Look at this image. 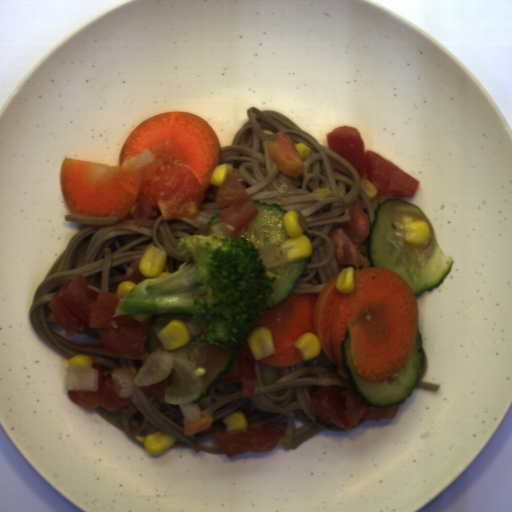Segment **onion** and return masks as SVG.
I'll return each mask as SVG.
<instances>
[{
  "mask_svg": "<svg viewBox=\"0 0 512 512\" xmlns=\"http://www.w3.org/2000/svg\"><path fill=\"white\" fill-rule=\"evenodd\" d=\"M196 368L184 351L168 352L160 348L143 359L137 373L133 368L118 367L112 370L110 376L119 396L128 398L140 386L159 382L173 370L175 382L167 387L163 400L178 406L186 420L196 423L201 417L200 408L191 400L202 386V378L194 375Z\"/></svg>",
  "mask_w": 512,
  "mask_h": 512,
  "instance_id": "onion-1",
  "label": "onion"
},
{
  "mask_svg": "<svg viewBox=\"0 0 512 512\" xmlns=\"http://www.w3.org/2000/svg\"><path fill=\"white\" fill-rule=\"evenodd\" d=\"M64 385L68 391H99V371L90 367H73L70 364L64 371Z\"/></svg>",
  "mask_w": 512,
  "mask_h": 512,
  "instance_id": "onion-2",
  "label": "onion"
}]
</instances>
